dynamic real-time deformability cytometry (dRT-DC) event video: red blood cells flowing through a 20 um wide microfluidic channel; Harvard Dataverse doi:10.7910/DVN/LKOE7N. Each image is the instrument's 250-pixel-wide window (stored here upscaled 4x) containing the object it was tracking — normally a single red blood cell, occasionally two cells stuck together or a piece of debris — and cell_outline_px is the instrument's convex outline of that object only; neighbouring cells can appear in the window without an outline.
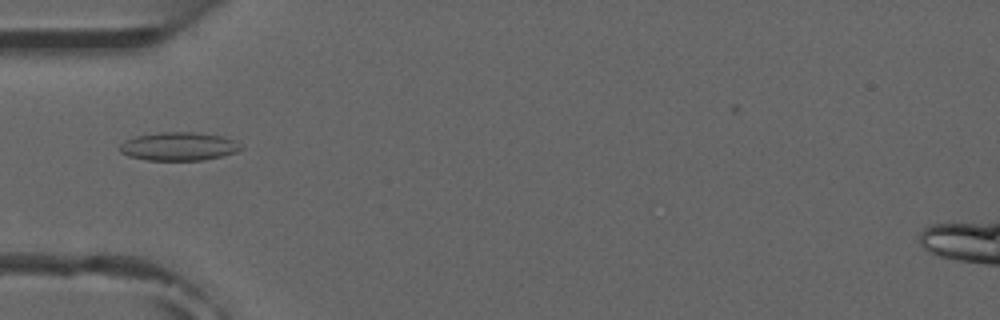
{"species": "common noctule bat (a hibernating species)", "species_latin": "Nyctalus noctula", "temperature_condition": "room temperature", "stored_images_in_passage": 5, "camera_frame_rate_fps": 3000, "um_per_image_px": 0.085, "animal": {"sex": "male", "forearm_length_mm": 52.5}, "frame": {"image": 1, "passage_image": 5, "time_ms": 5.333, "image_size_px": [1000, 320], "cell_outline_px": [[244, 148], [236, 152], [220, 156], [200, 160], [148, 160], [128, 156], [120, 152], [120, 144], [124, 140], [136, 136], [160, 132], [196, 132], [224, 136], [232, 140]], "centroid_in_image_um": [15.16, 12.43], "position_along_channel_um": 69.8, "area_um2": 19.94}}